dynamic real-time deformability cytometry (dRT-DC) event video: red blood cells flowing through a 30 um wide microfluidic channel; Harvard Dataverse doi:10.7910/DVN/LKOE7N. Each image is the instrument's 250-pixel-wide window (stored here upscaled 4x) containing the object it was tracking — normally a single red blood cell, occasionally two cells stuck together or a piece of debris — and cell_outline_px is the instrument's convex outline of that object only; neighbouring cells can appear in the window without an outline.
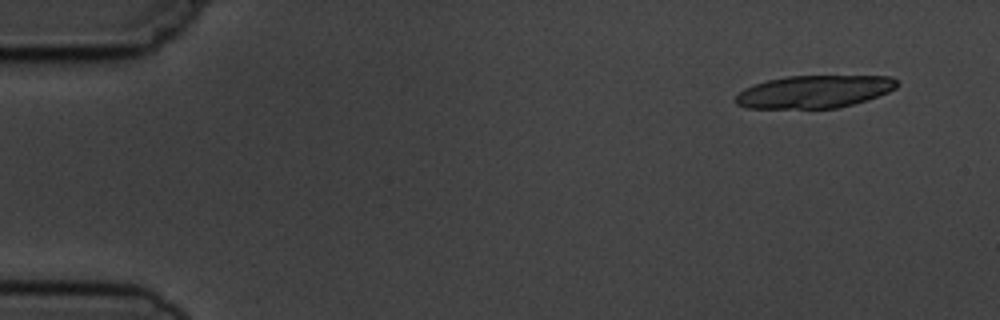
{"species": "common noctule bat (a hibernating species)", "species_latin": "Nyctalus noctula", "temperature_condition": "cold", "stored_images_in_passage": 9, "camera_frame_rate_fps": 3000, "um_per_image_px": 0.085, "animal": {"sex": "male", "body_mass_g": 19.5, "forearm_length_mm": 54.6}, "frame": {"image": 1, "passage_image": 1, "time_ms": 0.0, "image_size_px": [1000, 320], "cell_outline_px": [[900, 84], [896, 88], [888, 92], [868, 100], [836, 108], [748, 108], [736, 104], [736, 96], [744, 88], [768, 80], [784, 76], [892, 76]], "centroid_in_image_um": [69.24, 7.79], "position_along_channel_um": 15.8, "area_um2": 30.63}}
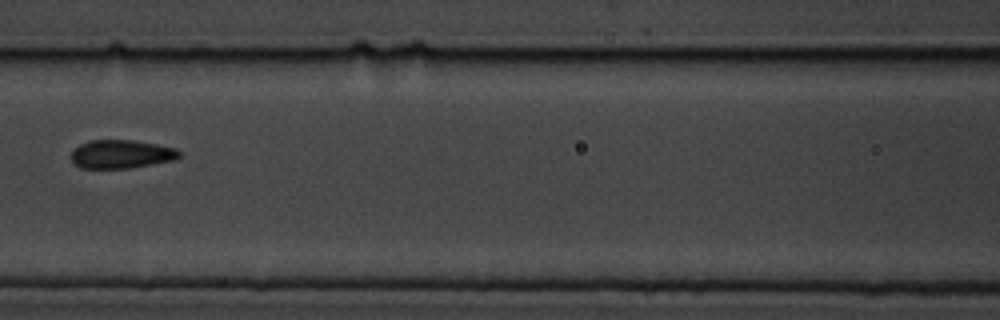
{"frame": {"image": 2, "passage_image": 7, "time_ms": 7.0, "image_size_px": [1000, 320], "cell_outline_px": [[180, 156], [176, 160], [132, 168], [80, 168], [68, 156], [72, 148], [88, 140], [132, 140], [156, 144], [176, 148], [180, 152]], "centroid_in_image_um": [10.27, 13.1], "position_along_channel_um": 156.3, "area_um2": 18.26}}
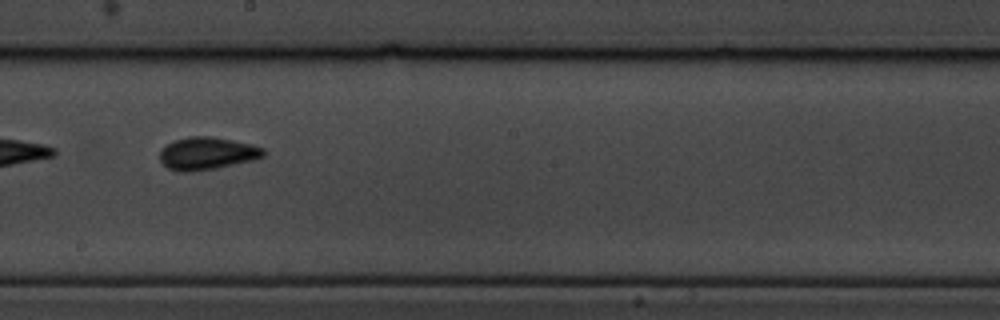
{"frame": {"image": 3, "passage_image": 9, "time_ms": 9.0, "image_size_px": [1000, 320], "cell_outline_px": [[264, 156], [252, 160], [216, 168], [192, 172], [180, 172], [168, 168], [160, 160], [160, 152], [168, 144], [176, 140], [188, 136], [212, 136], [252, 144], [264, 148]], "centroid_in_image_um": [17.61, 13.04], "position_along_channel_um": 230.6, "area_um2": 19.54}}